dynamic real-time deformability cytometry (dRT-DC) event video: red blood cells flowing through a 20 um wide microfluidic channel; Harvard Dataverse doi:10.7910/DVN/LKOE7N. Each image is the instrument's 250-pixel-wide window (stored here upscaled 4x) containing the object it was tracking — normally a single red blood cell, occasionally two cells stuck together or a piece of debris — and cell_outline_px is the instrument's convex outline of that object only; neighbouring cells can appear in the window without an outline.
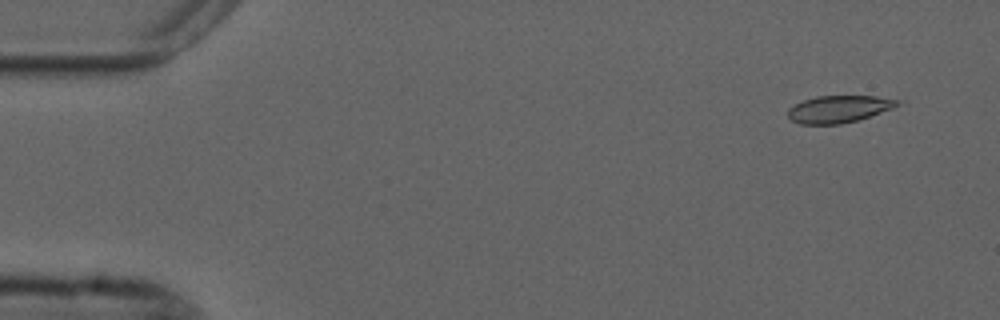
{"species": "common noctule bat (a hibernating species)", "species_latin": "Nyctalus noctula", "temperature_condition": "cold", "stored_images_in_passage": 5, "camera_frame_rate_fps": 3000, "um_per_image_px": 0.085, "animal": {"sex": "male", "forearm_length_mm": 52.5}, "frame": {"image": 1, "passage_image": 1, "time_ms": 0.0, "image_size_px": [1000, 320], "cell_outline_px": [[908, 104], [856, 120], [840, 124], [800, 124], [792, 120], [788, 116], [788, 108], [804, 100], [816, 96], [876, 96], [904, 100]], "centroid_in_image_um": [71.42, 9.25], "position_along_channel_um": 13.6, "area_um2": 17.57}}
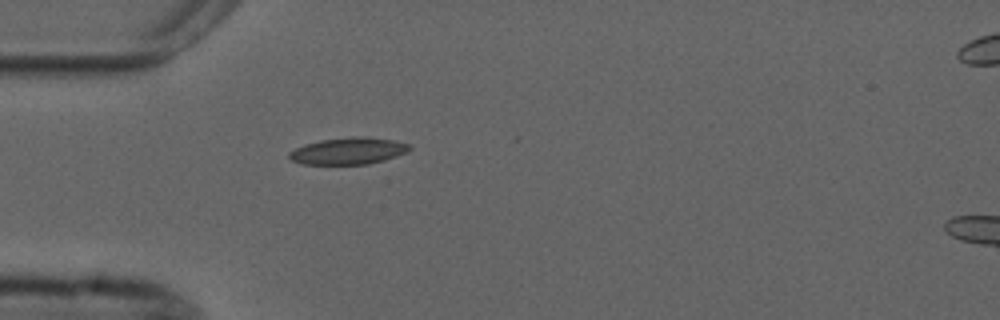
{"frame": {"image": 2, "passage_image": 4, "time_ms": 4.0, "image_size_px": [1000, 320], "cell_outline_px": [[412, 148], [408, 152], [384, 160], [368, 164], [300, 164], [292, 160], [288, 156], [288, 152], [304, 144], [320, 140], [352, 136], [364, 136], [392, 140], [408, 144]], "centroid_in_image_um": [29.59, 12.83], "position_along_channel_um": 55.4, "area_um2": 18.84}}